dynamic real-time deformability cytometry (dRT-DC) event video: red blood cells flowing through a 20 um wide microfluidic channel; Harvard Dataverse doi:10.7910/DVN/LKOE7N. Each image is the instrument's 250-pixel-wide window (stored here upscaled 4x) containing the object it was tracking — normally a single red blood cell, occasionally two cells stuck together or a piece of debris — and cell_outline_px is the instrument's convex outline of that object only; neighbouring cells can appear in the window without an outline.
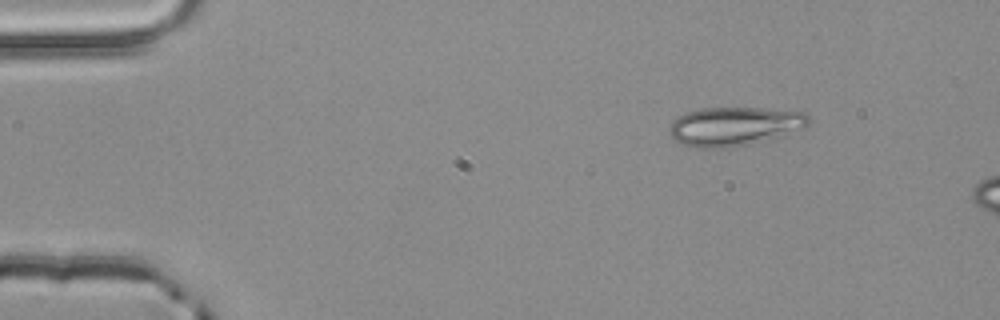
{"species": "common noctule bat (a hibernating species)", "species_latin": "Nyctalus noctula", "temperature_condition": "room temperature", "stored_images_in_passage": 3, "camera_frame_rate_fps": 3000, "um_per_image_px": 0.085, "animal": {"sex": "male", "body_mass_g": 20.4}, "frame": {"image": 1, "passage_image": 1, "time_ms": 0.0, "image_size_px": [1000, 320], "cell_outline_px": [[808, 124], [804, 128], [748, 144], [724, 148], [700, 148], [680, 144], [668, 132], [668, 128], [672, 120], [688, 112], [700, 108], [760, 108], [804, 112], [808, 116]], "centroid_in_image_um": [62.35, 10.73], "position_along_channel_um": 22.6, "area_um2": 31.1}}